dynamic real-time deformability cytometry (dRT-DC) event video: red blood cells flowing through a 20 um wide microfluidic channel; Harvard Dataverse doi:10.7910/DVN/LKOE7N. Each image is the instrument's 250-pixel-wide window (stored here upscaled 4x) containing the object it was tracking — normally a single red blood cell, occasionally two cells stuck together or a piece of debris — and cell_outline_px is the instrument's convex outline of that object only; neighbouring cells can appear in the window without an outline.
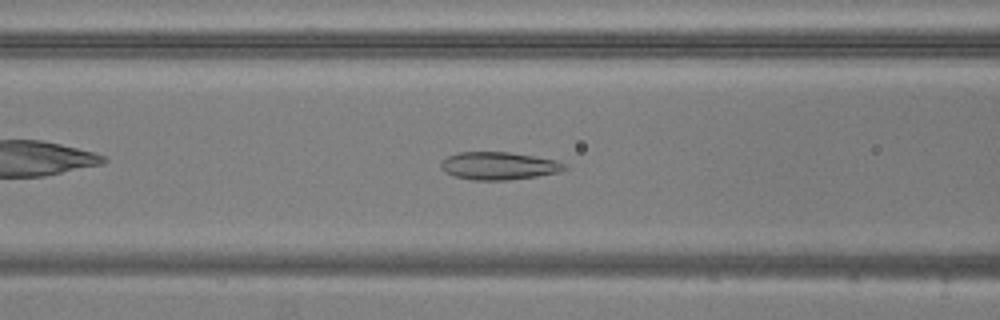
{"species": "common noctule bat (a hibernating species)", "species_latin": "Nyctalus noctula", "temperature_condition": "warm", "stored_images_in_passage": 43, "camera_frame_rate_fps": 3000, "um_per_image_px": 0.085, "animal": {"sex": "male", "body_mass_g": 20.5, "forearm_length_mm": 52.5}, "frame": {"image": 1, "passage_image": 10, "time_ms": 3.0, "image_size_px": [1000, 320], "cell_outline_px": [[568, 168], [560, 172], [536, 176], [508, 180], [472, 180], [456, 176], [444, 172], [440, 168], [440, 164], [448, 156], [460, 152], [508, 152], [556, 160], [564, 164]], "centroid_in_image_um": [42.39, 14.1], "position_along_channel_um": 124.2, "area_um2": 19.83}}
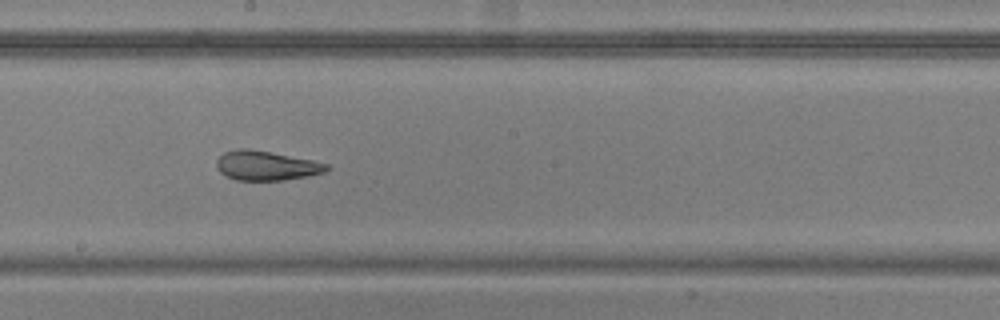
{"frame": {"image": 2, "passage_image": 18, "time_ms": 5.667, "image_size_px": [1000, 320], "cell_outline_px": [[332, 168], [324, 172], [308, 176], [284, 180], [236, 180], [220, 172], [216, 168], [216, 160], [224, 152], [236, 148], [248, 148], [312, 160], [328, 164]], "centroid_in_image_um": [22.62, 14.07], "position_along_channel_um": 225.6, "area_um2": 18.9}}
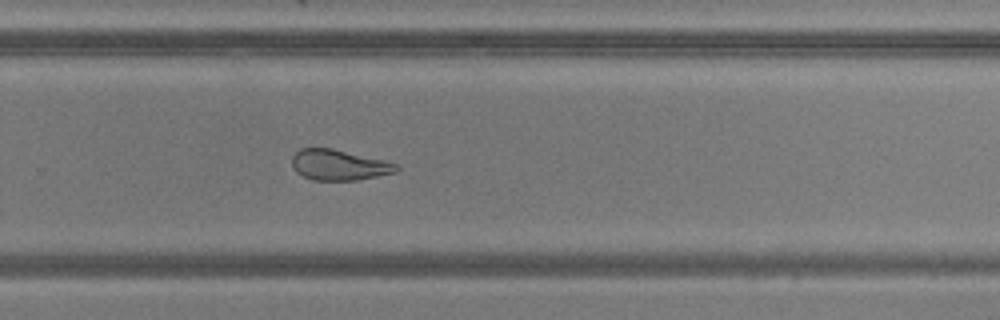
{"frame": {"image": 3, "passage_image": 24, "time_ms": 7.667, "image_size_px": [1000, 320], "cell_outline_px": [[400, 168], [396, 172], [356, 180], [312, 180], [296, 172], [292, 168], [292, 156], [300, 148], [332, 148], [384, 160], [400, 164]], "centroid_in_image_um": [28.81, 14.02], "position_along_channel_um": 301.0, "area_um2": 18.67}, "authors_computed_cell_mechanics": {"area_um2": 21.2704, "velocity_mm_per_s": 3.7931, "shape_relaxation_time_tau1_ms": null, "shape_relaxation_time_tau2_ms": 2.64, "deformation_change_tau1": null, "deformation_change_tau2": 0.0924}}